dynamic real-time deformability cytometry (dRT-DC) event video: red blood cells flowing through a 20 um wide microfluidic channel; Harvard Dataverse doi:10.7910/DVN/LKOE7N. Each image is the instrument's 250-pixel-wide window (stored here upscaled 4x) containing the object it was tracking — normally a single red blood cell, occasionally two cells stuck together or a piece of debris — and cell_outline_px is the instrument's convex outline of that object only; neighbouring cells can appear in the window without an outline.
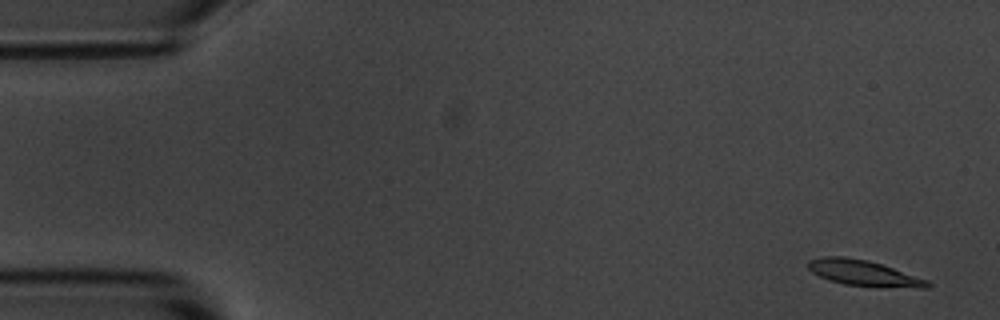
{"species": "common noctule bat (a hibernating species)", "species_latin": "Nyctalus noctula", "temperature_condition": "room temperature", "stored_images_in_passage": 6, "camera_frame_rate_fps": 3000, "um_per_image_px": 0.085, "animal": {"sex": "male", "body_mass_g": 20.1, "forearm_length_mm": 53.5}, "frame": {"image": 1, "passage_image": 1, "time_ms": 0.0, "image_size_px": [1000, 320], "cell_outline_px": [[932, 284], [928, 288], [916, 288], [844, 284], [820, 276], [812, 272], [808, 268], [808, 260], [820, 256], [844, 256], [868, 260], [928, 280]], "centroid_in_image_um": [73.39, 23.19], "position_along_channel_um": 11.6, "area_um2": 17.51}}
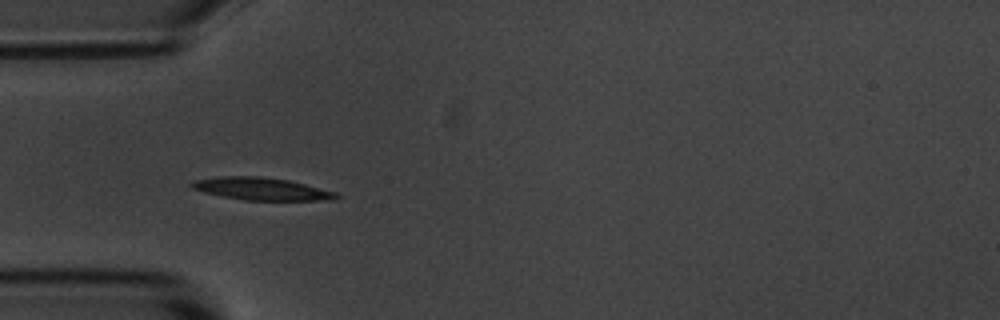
{"frame": {"image": 2, "passage_image": 5, "time_ms": 4.667, "image_size_px": [1000, 320], "cell_outline_px": [[340, 196], [336, 200], [244, 200], [204, 192], [192, 188], [188, 184], [196, 180], [220, 176], [260, 176], [288, 180], [336, 192]], "centroid_in_image_um": [22.24, 16.05], "position_along_channel_um": 62.8, "area_um2": 18.79}}